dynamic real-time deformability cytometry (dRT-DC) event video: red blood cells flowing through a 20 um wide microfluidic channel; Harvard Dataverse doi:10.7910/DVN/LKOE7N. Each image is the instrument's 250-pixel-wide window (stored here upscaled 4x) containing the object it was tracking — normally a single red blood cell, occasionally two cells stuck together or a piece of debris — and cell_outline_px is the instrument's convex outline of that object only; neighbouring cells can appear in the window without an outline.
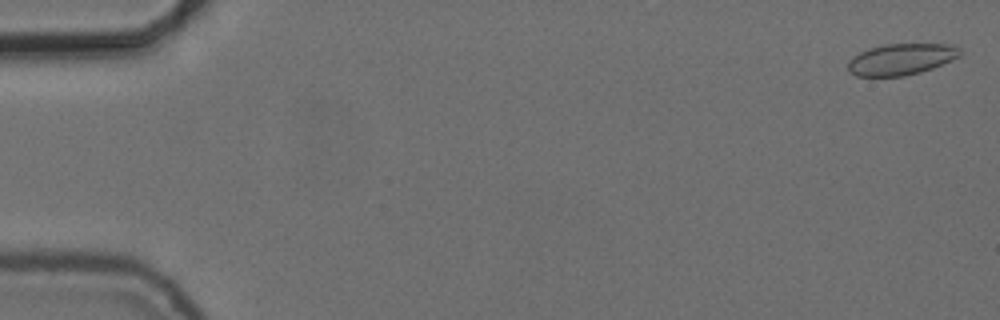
{"species": "common noctule bat (a hibernating species)", "species_latin": "Nyctalus noctula", "temperature_condition": "cold", "stored_images_in_passage": 24, "camera_frame_rate_fps": 3000, "um_per_image_px": 0.085, "animal": {"sex": "female", "body_mass_g": 24.6, "forearm_length_mm": 56.2}, "frame": {"image": 1, "passage_image": 2, "time_ms": 0.333, "image_size_px": [1000, 320], "cell_outline_px": [[960, 56], [932, 68], [920, 72], [904, 76], [856, 76], [848, 72], [848, 60], [852, 56], [868, 48], [884, 44], [944, 44], [960, 48]], "centroid_in_image_um": [76.53, 5.04], "position_along_channel_um": 8.5, "area_um2": 20.4}}
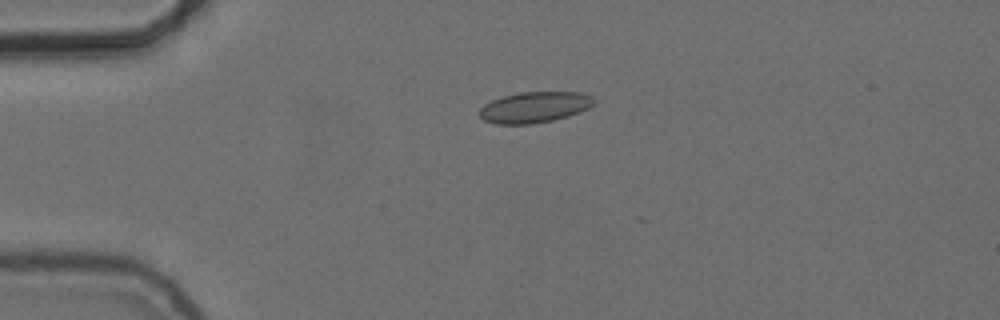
{"frame": {"image": 2, "passage_image": 14, "time_ms": 4.333, "image_size_px": [1000, 320], "cell_outline_px": [[596, 100], [588, 108], [568, 116], [552, 120], [532, 124], [496, 124], [484, 120], [480, 116], [480, 108], [484, 104], [492, 100], [504, 96], [520, 92], [580, 92], [592, 96]], "centroid_in_image_um": [45.43, 9.11], "position_along_channel_um": 39.6, "area_um2": 20.52}}
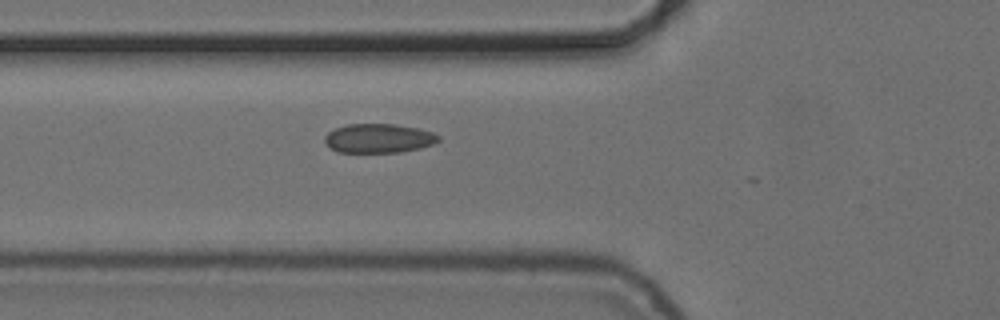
{"frame": {"image": 3, "passage_image": 21, "time_ms": 6.667, "image_size_px": [1000, 320], "cell_outline_px": [[440, 140], [432, 144], [420, 148], [400, 152], [336, 152], [324, 140], [324, 136], [328, 132], [336, 128], [348, 124], [396, 124], [416, 128], [432, 132], [440, 136]], "centroid_in_image_um": [32.19, 11.75], "position_along_channel_um": 93.6, "area_um2": 19.19}}